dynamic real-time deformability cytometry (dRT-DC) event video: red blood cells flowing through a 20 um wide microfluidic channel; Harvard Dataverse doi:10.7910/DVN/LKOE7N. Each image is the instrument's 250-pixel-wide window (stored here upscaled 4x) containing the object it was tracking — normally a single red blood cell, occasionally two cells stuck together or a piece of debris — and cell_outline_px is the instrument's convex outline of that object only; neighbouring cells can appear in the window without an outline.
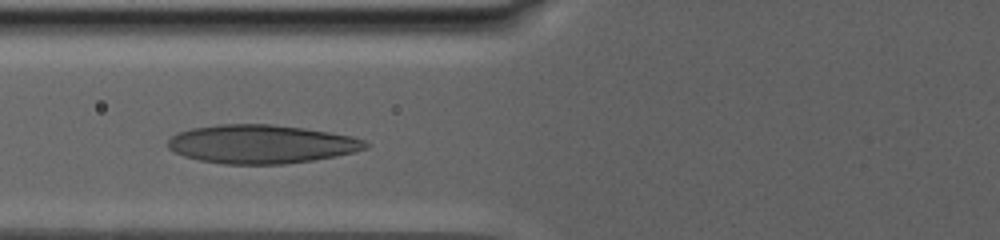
{"species": "human", "species_latin": "Homo sapiens", "temperature_condition": "warm", "stored_images_in_passage": 21, "camera_frame_rate_fps": 3000, "um_per_image_px": 0.085, "donor": {"sex": "male"}, "frame": {"image": 1, "passage_image": 5, "time_ms": 3.0, "image_size_px": [1000, 240], "cell_outline_px": [[372, 144], [368, 148], [336, 156], [312, 160], [284, 164], [224, 164], [200, 160], [184, 156], [168, 148], [168, 140], [172, 136], [180, 132], [192, 128], [220, 124], [272, 124], [328, 132], [352, 136], [364, 140]], "centroid_in_image_um": [22.23, 12.25], "position_along_channel_um": 103.6, "area_um2": 44.27}}
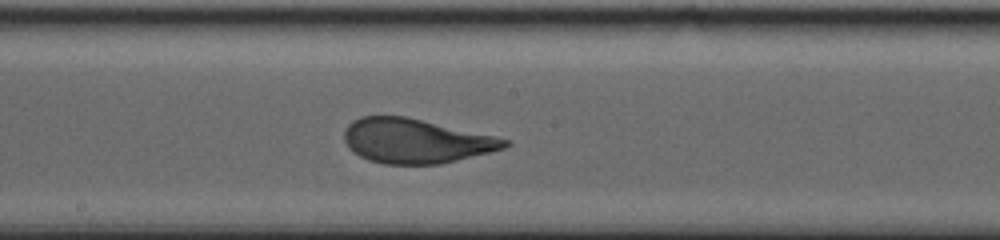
{"frame": {"image": 2, "passage_image": 11, "time_ms": 7.0, "image_size_px": [1000, 240], "cell_outline_px": [[512, 144], [504, 148], [440, 164], [384, 164], [368, 160], [352, 152], [348, 148], [344, 140], [344, 132], [348, 124], [352, 120], [360, 116], [404, 116], [492, 136], [508, 140]], "centroid_in_image_um": [35.25, 11.98], "position_along_channel_um": 212.9, "area_um2": 41.1}}
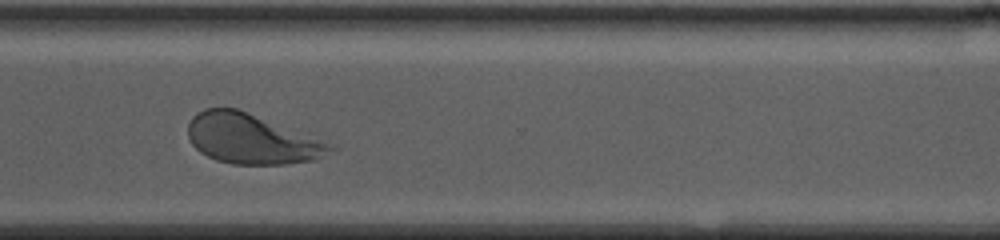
{"frame": {"image": 3, "passage_image": 18, "time_ms": 12.0, "image_size_px": [1000, 240], "cell_outline_px": [[336, 148], [316, 160], [284, 164], [232, 164], [216, 160], [200, 152], [192, 144], [188, 136], [188, 124], [192, 116], [196, 112], [204, 108], [236, 108], [336, 144]], "centroid_in_image_um": [21.39, 11.81], "position_along_channel_um": 349.2, "area_um2": 41.56}, "authors_computed_cell_mechanics": {"area_um2": 42.2518, "velocity_mm_per_s": 2.7267, "shape_relaxation_time_tau1_ms": 4.9217, "shape_relaxation_time_tau2_ms": 1.0132, "deformation_change_tau1": 0.2044, "deformation_change_tau2": 0.0824}}